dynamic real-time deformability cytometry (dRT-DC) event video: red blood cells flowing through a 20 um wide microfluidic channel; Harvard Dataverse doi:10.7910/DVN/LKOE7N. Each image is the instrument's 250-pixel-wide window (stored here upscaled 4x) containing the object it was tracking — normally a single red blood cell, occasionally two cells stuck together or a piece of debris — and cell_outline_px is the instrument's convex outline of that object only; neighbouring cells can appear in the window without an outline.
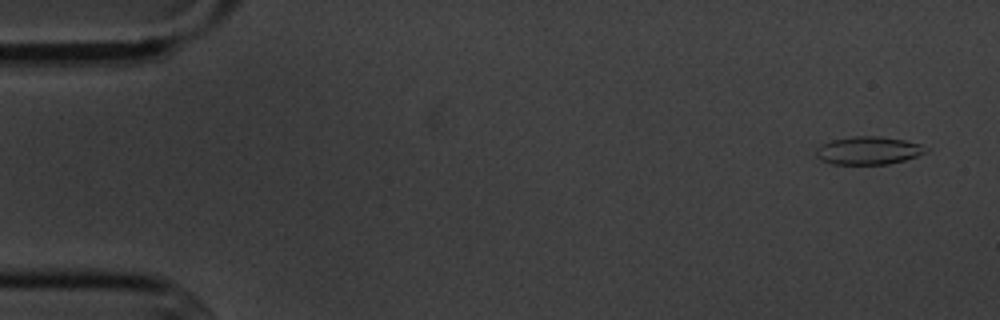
{"species": "common noctule bat (a hibernating species)", "species_latin": "Nyctalus noctula", "temperature_condition": "cold", "stored_images_in_passage": 6, "camera_frame_rate_fps": 3000, "um_per_image_px": 0.085, "animal": {"sex": "male", "body_mass_g": 20.1, "forearm_length_mm": 53.5}, "frame": {"image": 1, "passage_image": 1, "time_ms": 0.0, "image_size_px": [1000, 320], "cell_outline_px": [[928, 152], [904, 160], [888, 164], [832, 164], [820, 160], [816, 156], [816, 148], [820, 144], [832, 140], [852, 136], [880, 136], [904, 140], [920, 144], [928, 148]], "centroid_in_image_um": [73.79, 12.79], "position_along_channel_um": 11.2, "area_um2": 17.98}}
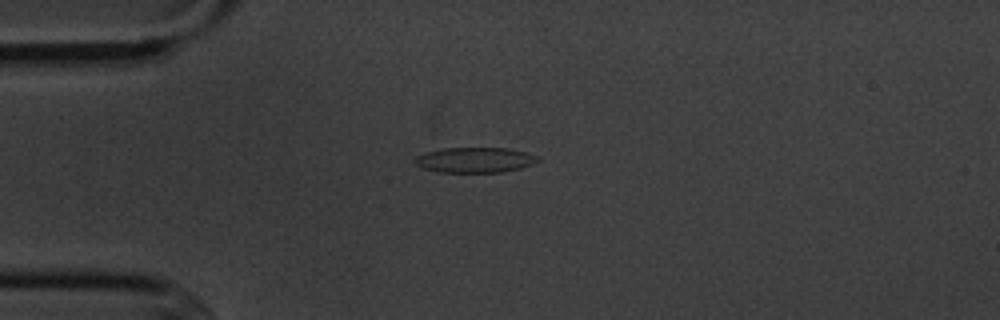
{"frame": {"image": 2, "passage_image": 4, "time_ms": 3.667, "image_size_px": [1000, 320], "cell_outline_px": [[540, 160], [532, 164], [520, 168], [500, 172], [440, 172], [424, 168], [416, 164], [412, 160], [416, 156], [428, 152], [444, 148], [508, 148], [540, 156]], "centroid_in_image_um": [40.38, 13.59], "position_along_channel_um": 44.6, "area_um2": 17.98}}
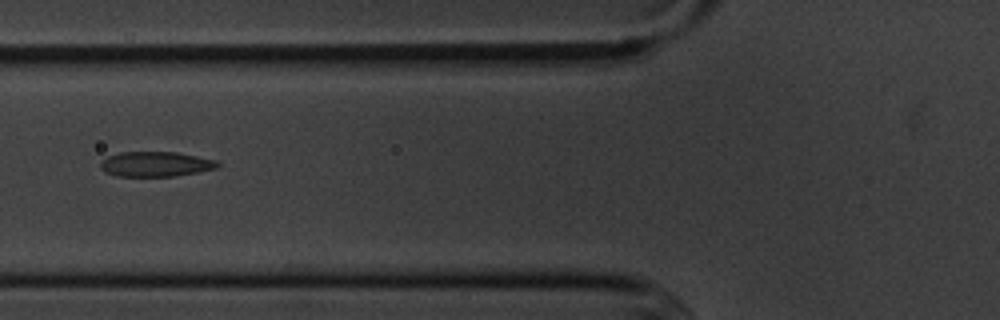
{"frame": {"image": 3, "passage_image": 6, "time_ms": 6.0, "image_size_px": [1000, 320], "cell_outline_px": [[220, 164], [216, 168], [196, 172], [172, 176], [116, 176], [104, 172], [100, 168], [100, 164], [108, 156], [120, 152], [176, 152], [216, 160]], "centroid_in_image_um": [13.2, 13.95], "position_along_channel_um": 112.6, "area_um2": 16.88}}